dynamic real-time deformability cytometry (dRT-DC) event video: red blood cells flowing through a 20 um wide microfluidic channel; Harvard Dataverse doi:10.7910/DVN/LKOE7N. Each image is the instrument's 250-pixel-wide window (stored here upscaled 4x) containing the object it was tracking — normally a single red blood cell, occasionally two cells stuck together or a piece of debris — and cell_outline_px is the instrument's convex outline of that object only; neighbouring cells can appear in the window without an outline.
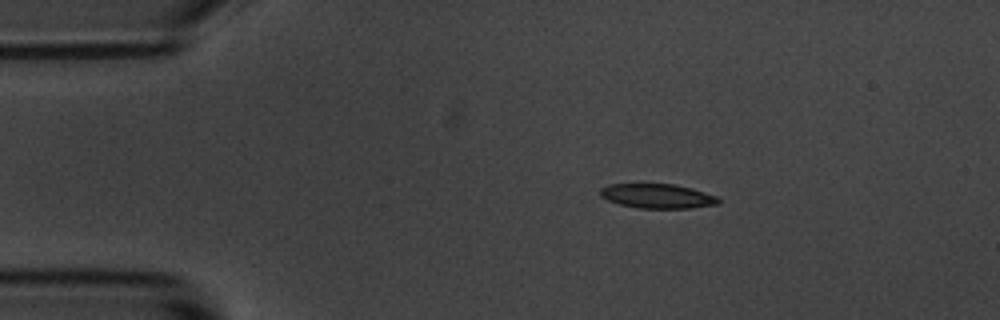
{"species": "common noctule bat (a hibernating species)", "species_latin": "Nyctalus noctula", "temperature_condition": "room temperature", "stored_images_in_passage": 4, "segment_of_instrument_passage": [1, 2], "camera_frame_rate_fps": 3000, "um_per_image_px": 0.085, "animal": {"sex": "male", "body_mass_g": 20.1, "forearm_length_mm": 53.5}, "frame": {"image": 1, "passage_image": 2, "time_ms": 1.333, "image_size_px": [1000, 320], "cell_outline_px": [[720, 204], [692, 208], [636, 208], [620, 204], [608, 200], [600, 196], [600, 188], [608, 184], [672, 184], [704, 192], [716, 196], [720, 200]], "centroid_in_image_um": [55.86, 16.67], "position_along_channel_um": 29.1, "area_um2": 16.76}}